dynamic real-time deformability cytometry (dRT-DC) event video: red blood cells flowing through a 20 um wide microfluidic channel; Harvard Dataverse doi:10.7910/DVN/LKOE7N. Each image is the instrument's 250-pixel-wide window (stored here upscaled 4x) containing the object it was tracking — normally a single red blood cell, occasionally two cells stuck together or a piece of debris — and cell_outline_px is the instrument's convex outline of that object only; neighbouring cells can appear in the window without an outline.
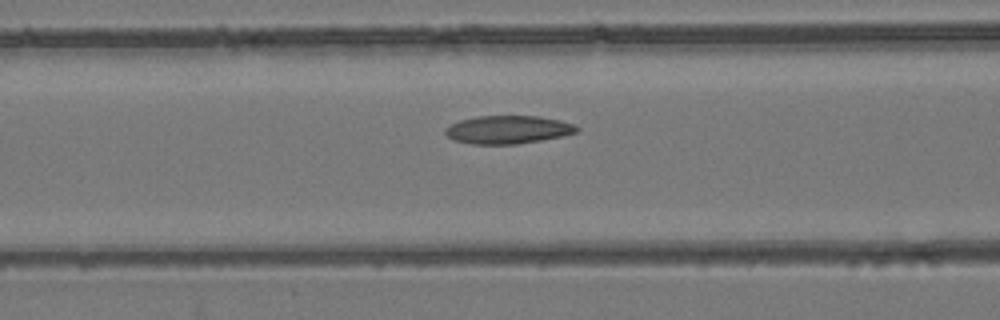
{"species": "common noctule bat (a hibernating species)", "species_latin": "Nyctalus noctula", "temperature_condition": "room temperature", "stored_images_in_passage": 48, "camera_frame_rate_fps": 3000, "um_per_image_px": 0.085, "animal": {"sex": "female", "body_mass_g": 24.6, "forearm_length_mm": 56.2}, "frame": {"image": 1, "passage_image": 21, "time_ms": 6.667, "image_size_px": [1000, 320], "cell_outline_px": [[580, 128], [576, 132], [564, 136], [516, 144], [472, 144], [452, 140], [444, 132], [444, 128], [448, 124], [460, 120], [476, 116], [540, 116], [560, 120], [576, 124]], "centroid_in_image_um": [43.16, 11.01], "position_along_channel_um": 123.4, "area_um2": 21.79}}
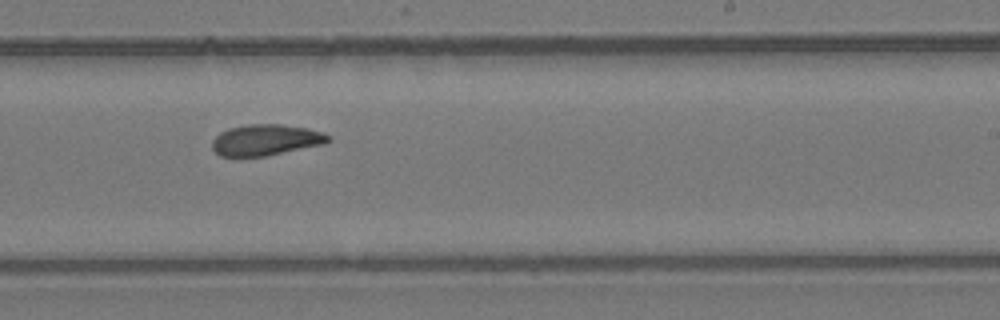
{"frame": {"image": 2, "passage_image": 32, "time_ms": 10.333, "image_size_px": [1000, 320], "cell_outline_px": [[332, 140], [324, 144], [264, 156], [220, 156], [212, 148], [212, 140], [220, 132], [228, 128], [244, 124], [280, 124], [308, 128], [332, 136]], "centroid_in_image_um": [22.59, 11.88], "position_along_channel_um": 266.4, "area_um2": 21.04}}
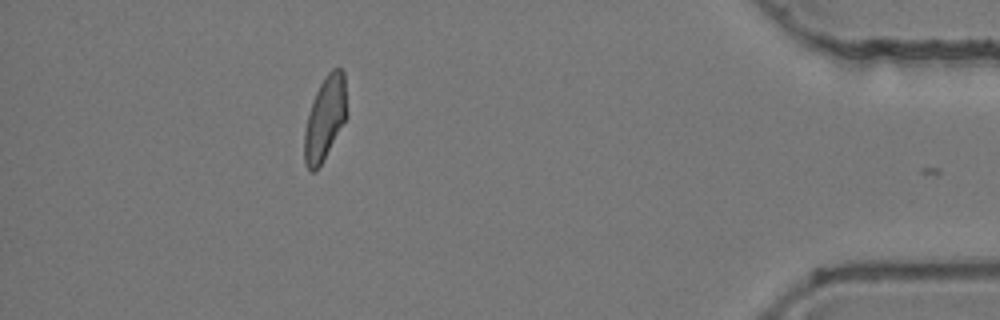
{"frame": {"image": 3, "passage_image": 47, "time_ms": 15.333, "image_size_px": [1000, 320], "cell_outline_px": [[348, 116], [320, 164], [312, 172], [304, 164], [304, 132], [312, 100], [324, 76], [332, 68], [340, 68], [344, 72]], "centroid_in_image_um": [27.64, 10.0], "position_along_channel_um": 407.6, "area_um2": 20.58}, "authors_computed_cell_mechanics": {"area_um2": 21.6461, "velocity_mm_per_s": 3.9127, "shape_relaxation_time_tau1_ms": null, "shape_relaxation_time_tau2_ms": 4.657, "deformation_change_tau1": null, "deformation_change_tau2": 0.1106}}